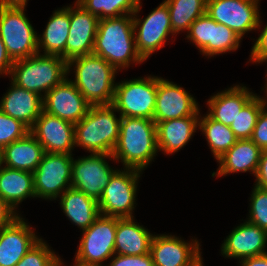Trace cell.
<instances>
[{
	"instance_id": "46",
	"label": "cell",
	"mask_w": 267,
	"mask_h": 266,
	"mask_svg": "<svg viewBox=\"0 0 267 266\" xmlns=\"http://www.w3.org/2000/svg\"><path fill=\"white\" fill-rule=\"evenodd\" d=\"M74 266H96V265L82 263V262H80V261H78V260L75 259Z\"/></svg>"
},
{
	"instance_id": "9",
	"label": "cell",
	"mask_w": 267,
	"mask_h": 266,
	"mask_svg": "<svg viewBox=\"0 0 267 266\" xmlns=\"http://www.w3.org/2000/svg\"><path fill=\"white\" fill-rule=\"evenodd\" d=\"M72 154L44 153L33 172L36 197L55 199L71 187Z\"/></svg>"
},
{
	"instance_id": "34",
	"label": "cell",
	"mask_w": 267,
	"mask_h": 266,
	"mask_svg": "<svg viewBox=\"0 0 267 266\" xmlns=\"http://www.w3.org/2000/svg\"><path fill=\"white\" fill-rule=\"evenodd\" d=\"M267 99L254 95L241 109L240 114L230 125L238 140L250 139L260 112L267 106Z\"/></svg>"
},
{
	"instance_id": "26",
	"label": "cell",
	"mask_w": 267,
	"mask_h": 266,
	"mask_svg": "<svg viewBox=\"0 0 267 266\" xmlns=\"http://www.w3.org/2000/svg\"><path fill=\"white\" fill-rule=\"evenodd\" d=\"M246 86L235 85L218 92L207 101L208 115L224 125L230 126L235 121L244 105L254 96Z\"/></svg>"
},
{
	"instance_id": "20",
	"label": "cell",
	"mask_w": 267,
	"mask_h": 266,
	"mask_svg": "<svg viewBox=\"0 0 267 266\" xmlns=\"http://www.w3.org/2000/svg\"><path fill=\"white\" fill-rule=\"evenodd\" d=\"M267 231L249 221L240 224L222 244L221 253L225 257L238 258L239 261L249 257L267 254Z\"/></svg>"
},
{
	"instance_id": "19",
	"label": "cell",
	"mask_w": 267,
	"mask_h": 266,
	"mask_svg": "<svg viewBox=\"0 0 267 266\" xmlns=\"http://www.w3.org/2000/svg\"><path fill=\"white\" fill-rule=\"evenodd\" d=\"M99 18L75 2L70 6V30L66 40V62L92 54Z\"/></svg>"
},
{
	"instance_id": "44",
	"label": "cell",
	"mask_w": 267,
	"mask_h": 266,
	"mask_svg": "<svg viewBox=\"0 0 267 266\" xmlns=\"http://www.w3.org/2000/svg\"><path fill=\"white\" fill-rule=\"evenodd\" d=\"M241 266H267V254L242 259Z\"/></svg>"
},
{
	"instance_id": "25",
	"label": "cell",
	"mask_w": 267,
	"mask_h": 266,
	"mask_svg": "<svg viewBox=\"0 0 267 266\" xmlns=\"http://www.w3.org/2000/svg\"><path fill=\"white\" fill-rule=\"evenodd\" d=\"M43 146L29 132L1 150L2 164L17 170L34 172L44 155Z\"/></svg>"
},
{
	"instance_id": "11",
	"label": "cell",
	"mask_w": 267,
	"mask_h": 266,
	"mask_svg": "<svg viewBox=\"0 0 267 266\" xmlns=\"http://www.w3.org/2000/svg\"><path fill=\"white\" fill-rule=\"evenodd\" d=\"M140 5L139 3V6L132 14V19L136 49L145 61L153 52L164 46L170 33L173 35L174 33L171 26L169 9L165 2H162L151 11L144 20L137 18L136 15L140 12Z\"/></svg>"
},
{
	"instance_id": "35",
	"label": "cell",
	"mask_w": 267,
	"mask_h": 266,
	"mask_svg": "<svg viewBox=\"0 0 267 266\" xmlns=\"http://www.w3.org/2000/svg\"><path fill=\"white\" fill-rule=\"evenodd\" d=\"M61 259L40 240L31 248L15 266H61Z\"/></svg>"
},
{
	"instance_id": "8",
	"label": "cell",
	"mask_w": 267,
	"mask_h": 266,
	"mask_svg": "<svg viewBox=\"0 0 267 266\" xmlns=\"http://www.w3.org/2000/svg\"><path fill=\"white\" fill-rule=\"evenodd\" d=\"M126 170V171H125ZM142 171L136 169H124L112 175L102 197L98 201L101 215L133 218L138 179Z\"/></svg>"
},
{
	"instance_id": "36",
	"label": "cell",
	"mask_w": 267,
	"mask_h": 266,
	"mask_svg": "<svg viewBox=\"0 0 267 266\" xmlns=\"http://www.w3.org/2000/svg\"><path fill=\"white\" fill-rule=\"evenodd\" d=\"M30 129L21 121L8 116L0 109V149L24 137Z\"/></svg>"
},
{
	"instance_id": "30",
	"label": "cell",
	"mask_w": 267,
	"mask_h": 266,
	"mask_svg": "<svg viewBox=\"0 0 267 266\" xmlns=\"http://www.w3.org/2000/svg\"><path fill=\"white\" fill-rule=\"evenodd\" d=\"M0 197L14 210L27 197H36L33 173L0 167Z\"/></svg>"
},
{
	"instance_id": "39",
	"label": "cell",
	"mask_w": 267,
	"mask_h": 266,
	"mask_svg": "<svg viewBox=\"0 0 267 266\" xmlns=\"http://www.w3.org/2000/svg\"><path fill=\"white\" fill-rule=\"evenodd\" d=\"M267 106L258 117L257 123L253 129L251 140L261 149H267Z\"/></svg>"
},
{
	"instance_id": "5",
	"label": "cell",
	"mask_w": 267,
	"mask_h": 266,
	"mask_svg": "<svg viewBox=\"0 0 267 266\" xmlns=\"http://www.w3.org/2000/svg\"><path fill=\"white\" fill-rule=\"evenodd\" d=\"M12 83L42 98L67 78V62L58 55L35 54L14 61L10 71ZM44 92V95H42Z\"/></svg>"
},
{
	"instance_id": "43",
	"label": "cell",
	"mask_w": 267,
	"mask_h": 266,
	"mask_svg": "<svg viewBox=\"0 0 267 266\" xmlns=\"http://www.w3.org/2000/svg\"><path fill=\"white\" fill-rule=\"evenodd\" d=\"M14 61L9 56L6 46L0 37V74L10 75Z\"/></svg>"
},
{
	"instance_id": "41",
	"label": "cell",
	"mask_w": 267,
	"mask_h": 266,
	"mask_svg": "<svg viewBox=\"0 0 267 266\" xmlns=\"http://www.w3.org/2000/svg\"><path fill=\"white\" fill-rule=\"evenodd\" d=\"M19 215L0 197V230L10 225Z\"/></svg>"
},
{
	"instance_id": "27",
	"label": "cell",
	"mask_w": 267,
	"mask_h": 266,
	"mask_svg": "<svg viewBox=\"0 0 267 266\" xmlns=\"http://www.w3.org/2000/svg\"><path fill=\"white\" fill-rule=\"evenodd\" d=\"M153 236L133 218L117 217L115 254L137 256L150 253Z\"/></svg>"
},
{
	"instance_id": "38",
	"label": "cell",
	"mask_w": 267,
	"mask_h": 266,
	"mask_svg": "<svg viewBox=\"0 0 267 266\" xmlns=\"http://www.w3.org/2000/svg\"><path fill=\"white\" fill-rule=\"evenodd\" d=\"M115 255L108 266H154L150 253L137 256Z\"/></svg>"
},
{
	"instance_id": "31",
	"label": "cell",
	"mask_w": 267,
	"mask_h": 266,
	"mask_svg": "<svg viewBox=\"0 0 267 266\" xmlns=\"http://www.w3.org/2000/svg\"><path fill=\"white\" fill-rule=\"evenodd\" d=\"M199 129L206 136L211 152L215 159H219L236 142L237 138L230 126L212 119L208 114L199 117Z\"/></svg>"
},
{
	"instance_id": "7",
	"label": "cell",
	"mask_w": 267,
	"mask_h": 266,
	"mask_svg": "<svg viewBox=\"0 0 267 266\" xmlns=\"http://www.w3.org/2000/svg\"><path fill=\"white\" fill-rule=\"evenodd\" d=\"M24 9L0 7V37L13 61L38 54V36Z\"/></svg>"
},
{
	"instance_id": "1",
	"label": "cell",
	"mask_w": 267,
	"mask_h": 266,
	"mask_svg": "<svg viewBox=\"0 0 267 266\" xmlns=\"http://www.w3.org/2000/svg\"><path fill=\"white\" fill-rule=\"evenodd\" d=\"M158 151L156 123L151 119L122 117L113 160L121 159L124 168L144 170Z\"/></svg>"
},
{
	"instance_id": "4",
	"label": "cell",
	"mask_w": 267,
	"mask_h": 266,
	"mask_svg": "<svg viewBox=\"0 0 267 266\" xmlns=\"http://www.w3.org/2000/svg\"><path fill=\"white\" fill-rule=\"evenodd\" d=\"M112 104L91 105L86 116L74 124L75 145L90 153L112 154L120 133V121Z\"/></svg>"
},
{
	"instance_id": "15",
	"label": "cell",
	"mask_w": 267,
	"mask_h": 266,
	"mask_svg": "<svg viewBox=\"0 0 267 266\" xmlns=\"http://www.w3.org/2000/svg\"><path fill=\"white\" fill-rule=\"evenodd\" d=\"M198 240L191 243L172 235H154L150 254L154 266H203Z\"/></svg>"
},
{
	"instance_id": "18",
	"label": "cell",
	"mask_w": 267,
	"mask_h": 266,
	"mask_svg": "<svg viewBox=\"0 0 267 266\" xmlns=\"http://www.w3.org/2000/svg\"><path fill=\"white\" fill-rule=\"evenodd\" d=\"M46 153L71 154L75 146L74 124L44 111L30 129Z\"/></svg>"
},
{
	"instance_id": "3",
	"label": "cell",
	"mask_w": 267,
	"mask_h": 266,
	"mask_svg": "<svg viewBox=\"0 0 267 266\" xmlns=\"http://www.w3.org/2000/svg\"><path fill=\"white\" fill-rule=\"evenodd\" d=\"M75 66V80L71 82L90 105H109L114 100L117 70L102 57L89 54L67 62V74Z\"/></svg>"
},
{
	"instance_id": "32",
	"label": "cell",
	"mask_w": 267,
	"mask_h": 266,
	"mask_svg": "<svg viewBox=\"0 0 267 266\" xmlns=\"http://www.w3.org/2000/svg\"><path fill=\"white\" fill-rule=\"evenodd\" d=\"M169 9L173 33L189 30L190 25L206 13L207 0H164Z\"/></svg>"
},
{
	"instance_id": "24",
	"label": "cell",
	"mask_w": 267,
	"mask_h": 266,
	"mask_svg": "<svg viewBox=\"0 0 267 266\" xmlns=\"http://www.w3.org/2000/svg\"><path fill=\"white\" fill-rule=\"evenodd\" d=\"M199 127V116H186L156 123L158 150L166 154L178 152Z\"/></svg>"
},
{
	"instance_id": "13",
	"label": "cell",
	"mask_w": 267,
	"mask_h": 266,
	"mask_svg": "<svg viewBox=\"0 0 267 266\" xmlns=\"http://www.w3.org/2000/svg\"><path fill=\"white\" fill-rule=\"evenodd\" d=\"M191 40L206 56H214L239 47L241 38L229 27L217 23L206 13L197 18L187 31Z\"/></svg>"
},
{
	"instance_id": "10",
	"label": "cell",
	"mask_w": 267,
	"mask_h": 266,
	"mask_svg": "<svg viewBox=\"0 0 267 266\" xmlns=\"http://www.w3.org/2000/svg\"><path fill=\"white\" fill-rule=\"evenodd\" d=\"M117 217L99 215L94 223L83 231L75 259L86 264L101 263L115 256Z\"/></svg>"
},
{
	"instance_id": "29",
	"label": "cell",
	"mask_w": 267,
	"mask_h": 266,
	"mask_svg": "<svg viewBox=\"0 0 267 266\" xmlns=\"http://www.w3.org/2000/svg\"><path fill=\"white\" fill-rule=\"evenodd\" d=\"M70 30V6L56 10L50 17L41 39L38 37V53L58 55L66 61V40Z\"/></svg>"
},
{
	"instance_id": "28",
	"label": "cell",
	"mask_w": 267,
	"mask_h": 266,
	"mask_svg": "<svg viewBox=\"0 0 267 266\" xmlns=\"http://www.w3.org/2000/svg\"><path fill=\"white\" fill-rule=\"evenodd\" d=\"M60 205L70 221L82 231L89 228L100 215L98 201L72 187L61 195Z\"/></svg>"
},
{
	"instance_id": "40",
	"label": "cell",
	"mask_w": 267,
	"mask_h": 266,
	"mask_svg": "<svg viewBox=\"0 0 267 266\" xmlns=\"http://www.w3.org/2000/svg\"><path fill=\"white\" fill-rule=\"evenodd\" d=\"M249 61L262 63L267 61V25L262 30L252 47Z\"/></svg>"
},
{
	"instance_id": "17",
	"label": "cell",
	"mask_w": 267,
	"mask_h": 266,
	"mask_svg": "<svg viewBox=\"0 0 267 266\" xmlns=\"http://www.w3.org/2000/svg\"><path fill=\"white\" fill-rule=\"evenodd\" d=\"M198 103L185 89L158 77L156 105L153 121L155 123L186 116H199Z\"/></svg>"
},
{
	"instance_id": "21",
	"label": "cell",
	"mask_w": 267,
	"mask_h": 266,
	"mask_svg": "<svg viewBox=\"0 0 267 266\" xmlns=\"http://www.w3.org/2000/svg\"><path fill=\"white\" fill-rule=\"evenodd\" d=\"M39 240L28 223L17 217L0 230V266H15Z\"/></svg>"
},
{
	"instance_id": "42",
	"label": "cell",
	"mask_w": 267,
	"mask_h": 266,
	"mask_svg": "<svg viewBox=\"0 0 267 266\" xmlns=\"http://www.w3.org/2000/svg\"><path fill=\"white\" fill-rule=\"evenodd\" d=\"M255 178V185L267 188V149L262 150L261 152L259 166Z\"/></svg>"
},
{
	"instance_id": "47",
	"label": "cell",
	"mask_w": 267,
	"mask_h": 266,
	"mask_svg": "<svg viewBox=\"0 0 267 266\" xmlns=\"http://www.w3.org/2000/svg\"><path fill=\"white\" fill-rule=\"evenodd\" d=\"M2 165L1 149H0V167Z\"/></svg>"
},
{
	"instance_id": "45",
	"label": "cell",
	"mask_w": 267,
	"mask_h": 266,
	"mask_svg": "<svg viewBox=\"0 0 267 266\" xmlns=\"http://www.w3.org/2000/svg\"><path fill=\"white\" fill-rule=\"evenodd\" d=\"M27 0H0V7L25 8Z\"/></svg>"
},
{
	"instance_id": "2",
	"label": "cell",
	"mask_w": 267,
	"mask_h": 266,
	"mask_svg": "<svg viewBox=\"0 0 267 266\" xmlns=\"http://www.w3.org/2000/svg\"><path fill=\"white\" fill-rule=\"evenodd\" d=\"M92 53L116 70L129 67L132 62L142 63L144 60L136 49L132 15L100 19Z\"/></svg>"
},
{
	"instance_id": "12",
	"label": "cell",
	"mask_w": 267,
	"mask_h": 266,
	"mask_svg": "<svg viewBox=\"0 0 267 266\" xmlns=\"http://www.w3.org/2000/svg\"><path fill=\"white\" fill-rule=\"evenodd\" d=\"M259 0H207L206 14L232 29L241 39L261 25Z\"/></svg>"
},
{
	"instance_id": "33",
	"label": "cell",
	"mask_w": 267,
	"mask_h": 266,
	"mask_svg": "<svg viewBox=\"0 0 267 266\" xmlns=\"http://www.w3.org/2000/svg\"><path fill=\"white\" fill-rule=\"evenodd\" d=\"M85 10L100 19L132 15L140 0H77Z\"/></svg>"
},
{
	"instance_id": "23",
	"label": "cell",
	"mask_w": 267,
	"mask_h": 266,
	"mask_svg": "<svg viewBox=\"0 0 267 266\" xmlns=\"http://www.w3.org/2000/svg\"><path fill=\"white\" fill-rule=\"evenodd\" d=\"M262 150L251 140H237L217 161L219 168L214 176H224L235 172H252L255 176L258 170Z\"/></svg>"
},
{
	"instance_id": "37",
	"label": "cell",
	"mask_w": 267,
	"mask_h": 266,
	"mask_svg": "<svg viewBox=\"0 0 267 266\" xmlns=\"http://www.w3.org/2000/svg\"><path fill=\"white\" fill-rule=\"evenodd\" d=\"M249 221L267 231V188L254 186L251 194Z\"/></svg>"
},
{
	"instance_id": "22",
	"label": "cell",
	"mask_w": 267,
	"mask_h": 266,
	"mask_svg": "<svg viewBox=\"0 0 267 266\" xmlns=\"http://www.w3.org/2000/svg\"><path fill=\"white\" fill-rule=\"evenodd\" d=\"M11 88L0 102V109L10 117L21 121L29 129L43 111V98L11 82Z\"/></svg>"
},
{
	"instance_id": "14",
	"label": "cell",
	"mask_w": 267,
	"mask_h": 266,
	"mask_svg": "<svg viewBox=\"0 0 267 266\" xmlns=\"http://www.w3.org/2000/svg\"><path fill=\"white\" fill-rule=\"evenodd\" d=\"M107 157L114 158L112 154L91 153L87 157L73 159L71 187L99 201L110 178L117 171L106 162Z\"/></svg>"
},
{
	"instance_id": "6",
	"label": "cell",
	"mask_w": 267,
	"mask_h": 266,
	"mask_svg": "<svg viewBox=\"0 0 267 266\" xmlns=\"http://www.w3.org/2000/svg\"><path fill=\"white\" fill-rule=\"evenodd\" d=\"M158 77L148 76L116 83L112 105L122 117L153 120Z\"/></svg>"
},
{
	"instance_id": "16",
	"label": "cell",
	"mask_w": 267,
	"mask_h": 266,
	"mask_svg": "<svg viewBox=\"0 0 267 266\" xmlns=\"http://www.w3.org/2000/svg\"><path fill=\"white\" fill-rule=\"evenodd\" d=\"M91 105L68 78L43 97V111L73 124L81 121Z\"/></svg>"
}]
</instances>
